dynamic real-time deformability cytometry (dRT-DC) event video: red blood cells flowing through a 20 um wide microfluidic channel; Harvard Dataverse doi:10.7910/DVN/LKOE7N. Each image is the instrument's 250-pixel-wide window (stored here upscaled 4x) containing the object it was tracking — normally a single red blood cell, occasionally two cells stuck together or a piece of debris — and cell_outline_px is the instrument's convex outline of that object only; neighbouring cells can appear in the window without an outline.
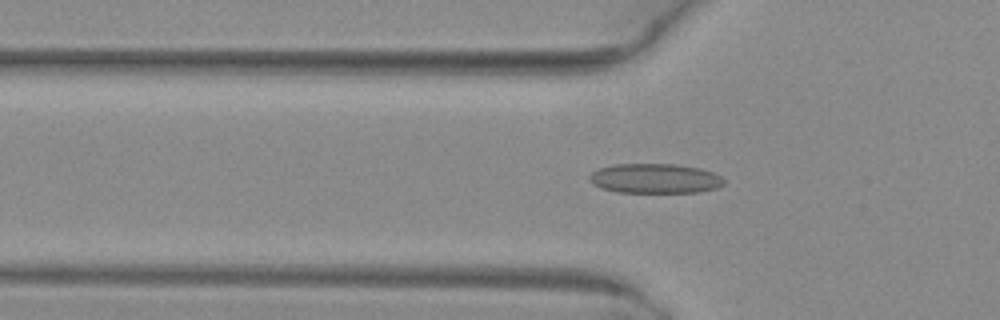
{"species": "common noctule bat (a hibernating species)", "species_latin": "Nyctalus noctula", "temperature_condition": "warm", "stored_images_in_passage": 44, "camera_frame_rate_fps": 3000, "um_per_image_px": 0.085, "animal": {"sex": "female", "body_mass_g": 29.2, "forearm_length_mm": 56.3}, "frame": {"image": 1, "passage_image": 11, "time_ms": 3.333, "image_size_px": [1000, 320], "cell_outline_px": [[724, 184], [716, 188], [700, 192], [616, 192], [600, 188], [592, 184], [588, 180], [588, 176], [592, 172], [600, 168], [616, 164], [676, 164], [700, 168], [712, 172], [720, 176], [724, 180]], "centroid_in_image_um": [55.64, 15.17], "position_along_channel_um": 70.2, "area_um2": 23.35}}
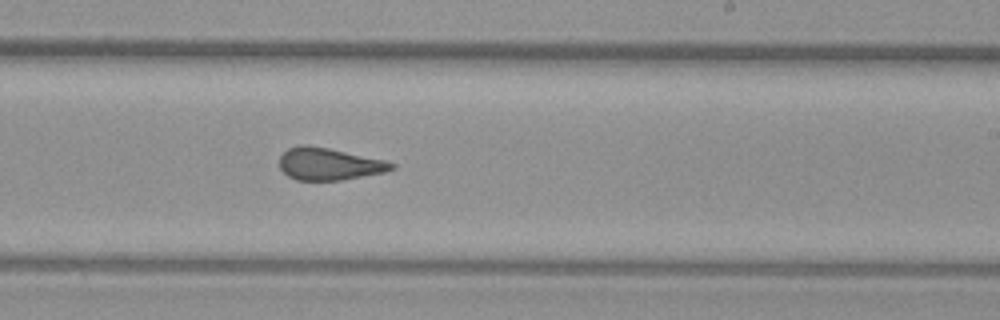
{"frame": {"image": 2, "passage_image": 25, "time_ms": 8.0, "image_size_px": [1000, 320], "cell_outline_px": [[396, 168], [384, 172], [340, 180], [296, 180], [288, 176], [280, 168], [280, 156], [288, 148], [300, 144], [304, 144], [328, 148], [384, 160], [396, 164]], "centroid_in_image_um": [27.95, 13.93], "position_along_channel_um": 261.1, "area_um2": 20.87}}
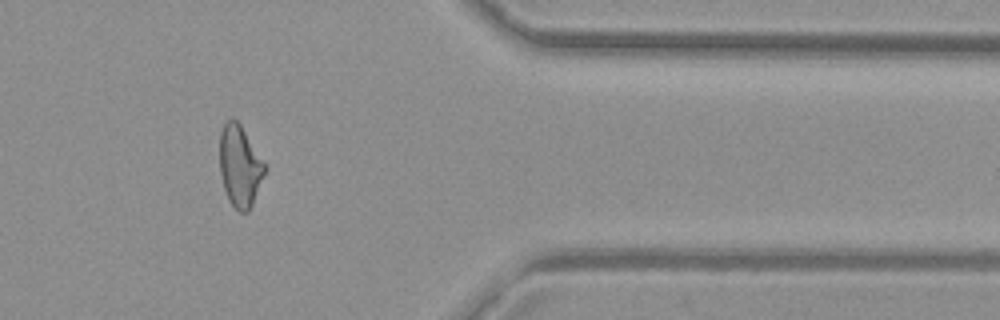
{"frame": {"image": 3, "passage_image": 36, "time_ms": 11.667, "image_size_px": [1000, 320], "cell_outline_px": [[268, 168], [252, 204], [248, 212], [240, 212], [228, 200], [224, 188], [220, 172], [220, 132], [224, 120], [232, 116], [240, 124]], "centroid_in_image_um": [20.39, 14.08], "position_along_channel_um": 391.0, "area_um2": 21.5}, "authors_computed_cell_mechanics": {"area_um2": 22.0218, "velocity_mm_per_s": 4.0911, "shape_relaxation_time_tau1_ms": null, "shape_relaxation_time_tau2_ms": 1.0163, "deformation_change_tau1": null, "deformation_change_tau2": 0.073}}